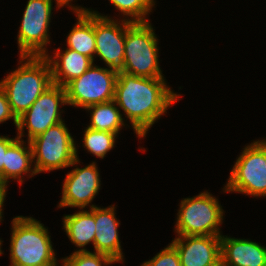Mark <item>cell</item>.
<instances>
[{"label": "cell", "mask_w": 266, "mask_h": 266, "mask_svg": "<svg viewBox=\"0 0 266 266\" xmlns=\"http://www.w3.org/2000/svg\"><path fill=\"white\" fill-rule=\"evenodd\" d=\"M164 78H148L119 73L113 101L131 122L139 138L163 115L180 95L174 93Z\"/></svg>", "instance_id": "obj_1"}, {"label": "cell", "mask_w": 266, "mask_h": 266, "mask_svg": "<svg viewBox=\"0 0 266 266\" xmlns=\"http://www.w3.org/2000/svg\"><path fill=\"white\" fill-rule=\"evenodd\" d=\"M94 13L95 55L106 63V66L117 74L124 72V45L126 20H112L110 16Z\"/></svg>", "instance_id": "obj_11"}, {"label": "cell", "mask_w": 266, "mask_h": 266, "mask_svg": "<svg viewBox=\"0 0 266 266\" xmlns=\"http://www.w3.org/2000/svg\"><path fill=\"white\" fill-rule=\"evenodd\" d=\"M66 104L67 98L64 87L56 84L49 86L31 107L17 118V137L22 139L24 127H26L28 130L27 141H30L49 127L62 122L60 115L62 111L59 110V105L64 106Z\"/></svg>", "instance_id": "obj_10"}, {"label": "cell", "mask_w": 266, "mask_h": 266, "mask_svg": "<svg viewBox=\"0 0 266 266\" xmlns=\"http://www.w3.org/2000/svg\"><path fill=\"white\" fill-rule=\"evenodd\" d=\"M69 7L77 14L78 21L68 34L67 48L88 56L94 61L96 52L94 13L83 7L71 5Z\"/></svg>", "instance_id": "obj_17"}, {"label": "cell", "mask_w": 266, "mask_h": 266, "mask_svg": "<svg viewBox=\"0 0 266 266\" xmlns=\"http://www.w3.org/2000/svg\"><path fill=\"white\" fill-rule=\"evenodd\" d=\"M91 112V122L87 126L99 131L113 132L117 135L124 125V117L114 101L93 104L85 108Z\"/></svg>", "instance_id": "obj_20"}, {"label": "cell", "mask_w": 266, "mask_h": 266, "mask_svg": "<svg viewBox=\"0 0 266 266\" xmlns=\"http://www.w3.org/2000/svg\"><path fill=\"white\" fill-rule=\"evenodd\" d=\"M115 206L100 208L95 206V252L110 256L114 261H123L118 226L120 222L115 216Z\"/></svg>", "instance_id": "obj_14"}, {"label": "cell", "mask_w": 266, "mask_h": 266, "mask_svg": "<svg viewBox=\"0 0 266 266\" xmlns=\"http://www.w3.org/2000/svg\"><path fill=\"white\" fill-rule=\"evenodd\" d=\"M221 266H266V247L221 235Z\"/></svg>", "instance_id": "obj_15"}, {"label": "cell", "mask_w": 266, "mask_h": 266, "mask_svg": "<svg viewBox=\"0 0 266 266\" xmlns=\"http://www.w3.org/2000/svg\"><path fill=\"white\" fill-rule=\"evenodd\" d=\"M130 22H148L146 15L155 6L154 0H109ZM130 19H128L129 17ZM133 18V19H132Z\"/></svg>", "instance_id": "obj_22"}, {"label": "cell", "mask_w": 266, "mask_h": 266, "mask_svg": "<svg viewBox=\"0 0 266 266\" xmlns=\"http://www.w3.org/2000/svg\"><path fill=\"white\" fill-rule=\"evenodd\" d=\"M18 139V137L9 138L8 136H0V184L3 186V166L6 159L7 149Z\"/></svg>", "instance_id": "obj_26"}, {"label": "cell", "mask_w": 266, "mask_h": 266, "mask_svg": "<svg viewBox=\"0 0 266 266\" xmlns=\"http://www.w3.org/2000/svg\"><path fill=\"white\" fill-rule=\"evenodd\" d=\"M116 133L99 131L92 128H86L84 130L83 143L84 148L103 159L107 152L113 149L116 140Z\"/></svg>", "instance_id": "obj_21"}, {"label": "cell", "mask_w": 266, "mask_h": 266, "mask_svg": "<svg viewBox=\"0 0 266 266\" xmlns=\"http://www.w3.org/2000/svg\"><path fill=\"white\" fill-rule=\"evenodd\" d=\"M117 75L109 68L92 64L84 74L64 86L67 104L85 109L93 104L113 101Z\"/></svg>", "instance_id": "obj_8"}, {"label": "cell", "mask_w": 266, "mask_h": 266, "mask_svg": "<svg viewBox=\"0 0 266 266\" xmlns=\"http://www.w3.org/2000/svg\"><path fill=\"white\" fill-rule=\"evenodd\" d=\"M224 192L266 196V140L247 145L236 160Z\"/></svg>", "instance_id": "obj_7"}, {"label": "cell", "mask_w": 266, "mask_h": 266, "mask_svg": "<svg viewBox=\"0 0 266 266\" xmlns=\"http://www.w3.org/2000/svg\"><path fill=\"white\" fill-rule=\"evenodd\" d=\"M1 220H2V215L0 216V222H1ZM2 242L3 241H1V239H0V255L3 254V251L1 250V244H2Z\"/></svg>", "instance_id": "obj_29"}, {"label": "cell", "mask_w": 266, "mask_h": 266, "mask_svg": "<svg viewBox=\"0 0 266 266\" xmlns=\"http://www.w3.org/2000/svg\"><path fill=\"white\" fill-rule=\"evenodd\" d=\"M10 266H58L48 229L32 217L12 220Z\"/></svg>", "instance_id": "obj_3"}, {"label": "cell", "mask_w": 266, "mask_h": 266, "mask_svg": "<svg viewBox=\"0 0 266 266\" xmlns=\"http://www.w3.org/2000/svg\"><path fill=\"white\" fill-rule=\"evenodd\" d=\"M6 189L0 184V206H4V200L6 197Z\"/></svg>", "instance_id": "obj_27"}, {"label": "cell", "mask_w": 266, "mask_h": 266, "mask_svg": "<svg viewBox=\"0 0 266 266\" xmlns=\"http://www.w3.org/2000/svg\"><path fill=\"white\" fill-rule=\"evenodd\" d=\"M98 167L95 162L84 168H74L66 175L62 188V199L58 207H78L85 209L101 187Z\"/></svg>", "instance_id": "obj_12"}, {"label": "cell", "mask_w": 266, "mask_h": 266, "mask_svg": "<svg viewBox=\"0 0 266 266\" xmlns=\"http://www.w3.org/2000/svg\"><path fill=\"white\" fill-rule=\"evenodd\" d=\"M157 40L150 21L126 20L123 73L148 78H164L159 66Z\"/></svg>", "instance_id": "obj_4"}, {"label": "cell", "mask_w": 266, "mask_h": 266, "mask_svg": "<svg viewBox=\"0 0 266 266\" xmlns=\"http://www.w3.org/2000/svg\"><path fill=\"white\" fill-rule=\"evenodd\" d=\"M56 50L53 57L46 55L51 66L53 84L64 87L71 80L84 74L94 63L90 57L69 48L65 51H61L60 48Z\"/></svg>", "instance_id": "obj_16"}, {"label": "cell", "mask_w": 266, "mask_h": 266, "mask_svg": "<svg viewBox=\"0 0 266 266\" xmlns=\"http://www.w3.org/2000/svg\"><path fill=\"white\" fill-rule=\"evenodd\" d=\"M27 145L24 140L17 139L6 151V159L3 166V187L7 190V183L10 179H18V182L22 184V174H29V176L36 175V170L31 167L33 164V153L31 144L27 141Z\"/></svg>", "instance_id": "obj_18"}, {"label": "cell", "mask_w": 266, "mask_h": 266, "mask_svg": "<svg viewBox=\"0 0 266 266\" xmlns=\"http://www.w3.org/2000/svg\"><path fill=\"white\" fill-rule=\"evenodd\" d=\"M140 266H181V264L176 248L170 243L151 260Z\"/></svg>", "instance_id": "obj_24"}, {"label": "cell", "mask_w": 266, "mask_h": 266, "mask_svg": "<svg viewBox=\"0 0 266 266\" xmlns=\"http://www.w3.org/2000/svg\"><path fill=\"white\" fill-rule=\"evenodd\" d=\"M52 0H28L18 32L20 56H46Z\"/></svg>", "instance_id": "obj_9"}, {"label": "cell", "mask_w": 266, "mask_h": 266, "mask_svg": "<svg viewBox=\"0 0 266 266\" xmlns=\"http://www.w3.org/2000/svg\"><path fill=\"white\" fill-rule=\"evenodd\" d=\"M63 122L49 127L29 141L35 164L33 168L37 174L80 163L76 143Z\"/></svg>", "instance_id": "obj_5"}, {"label": "cell", "mask_w": 266, "mask_h": 266, "mask_svg": "<svg viewBox=\"0 0 266 266\" xmlns=\"http://www.w3.org/2000/svg\"><path fill=\"white\" fill-rule=\"evenodd\" d=\"M70 1H73V0H56L55 2H56V6L58 7V8H60V7H63V6H65V5H69V2Z\"/></svg>", "instance_id": "obj_28"}, {"label": "cell", "mask_w": 266, "mask_h": 266, "mask_svg": "<svg viewBox=\"0 0 266 266\" xmlns=\"http://www.w3.org/2000/svg\"><path fill=\"white\" fill-rule=\"evenodd\" d=\"M19 63L16 70L0 81L16 118L25 113L53 84L51 66L46 56H20Z\"/></svg>", "instance_id": "obj_2"}, {"label": "cell", "mask_w": 266, "mask_h": 266, "mask_svg": "<svg viewBox=\"0 0 266 266\" xmlns=\"http://www.w3.org/2000/svg\"><path fill=\"white\" fill-rule=\"evenodd\" d=\"M171 244L181 266H221V236H179Z\"/></svg>", "instance_id": "obj_13"}, {"label": "cell", "mask_w": 266, "mask_h": 266, "mask_svg": "<svg viewBox=\"0 0 266 266\" xmlns=\"http://www.w3.org/2000/svg\"><path fill=\"white\" fill-rule=\"evenodd\" d=\"M62 261V266H107L116 263L106 254L90 251H74Z\"/></svg>", "instance_id": "obj_23"}, {"label": "cell", "mask_w": 266, "mask_h": 266, "mask_svg": "<svg viewBox=\"0 0 266 266\" xmlns=\"http://www.w3.org/2000/svg\"><path fill=\"white\" fill-rule=\"evenodd\" d=\"M9 119H13L15 126H17V118L11 110L5 91L0 86V124Z\"/></svg>", "instance_id": "obj_25"}, {"label": "cell", "mask_w": 266, "mask_h": 266, "mask_svg": "<svg viewBox=\"0 0 266 266\" xmlns=\"http://www.w3.org/2000/svg\"><path fill=\"white\" fill-rule=\"evenodd\" d=\"M2 208H3V206H0V216L3 215V212H2L3 209Z\"/></svg>", "instance_id": "obj_30"}, {"label": "cell", "mask_w": 266, "mask_h": 266, "mask_svg": "<svg viewBox=\"0 0 266 266\" xmlns=\"http://www.w3.org/2000/svg\"><path fill=\"white\" fill-rule=\"evenodd\" d=\"M95 206L96 205H90V212L89 210H82L72 215H65L62 219L66 235L76 247L80 248L77 251H88L83 247L90 242L94 245L96 234Z\"/></svg>", "instance_id": "obj_19"}, {"label": "cell", "mask_w": 266, "mask_h": 266, "mask_svg": "<svg viewBox=\"0 0 266 266\" xmlns=\"http://www.w3.org/2000/svg\"><path fill=\"white\" fill-rule=\"evenodd\" d=\"M224 211L212 194L202 192L180 203L175 231L178 236H221Z\"/></svg>", "instance_id": "obj_6"}]
</instances>
